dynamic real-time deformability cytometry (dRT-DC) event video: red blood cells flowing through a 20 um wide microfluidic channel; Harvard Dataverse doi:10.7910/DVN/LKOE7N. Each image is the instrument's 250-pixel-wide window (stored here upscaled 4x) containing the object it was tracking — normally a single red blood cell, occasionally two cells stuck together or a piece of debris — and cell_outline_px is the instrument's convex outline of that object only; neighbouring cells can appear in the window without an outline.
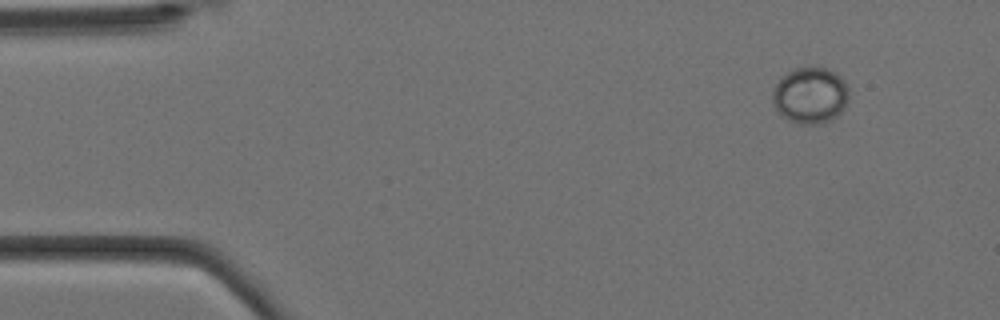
{"species": "Egyptian fruit bat (a non-hibernating species)", "species_latin": "Rousettus aegyptiacus", "temperature_condition": "cold", "stored_images_in_passage": 4, "camera_frame_rate_fps": 3000, "um_per_image_px": 0.085, "animal": {"sex": "female"}, "frame": {"image": 1, "passage_image": 1, "time_ms": 0.0, "image_size_px": [1000, 320], "cell_outline_px": [[848, 104], [832, 120], [824, 124], [796, 124], [780, 116], [772, 100], [772, 88], [780, 76], [796, 68], [828, 68], [840, 76], [844, 80], [848, 88]], "centroid_in_image_um": [68.86, 8.13], "position_along_channel_um": 16.1, "area_um2": 25.49}}
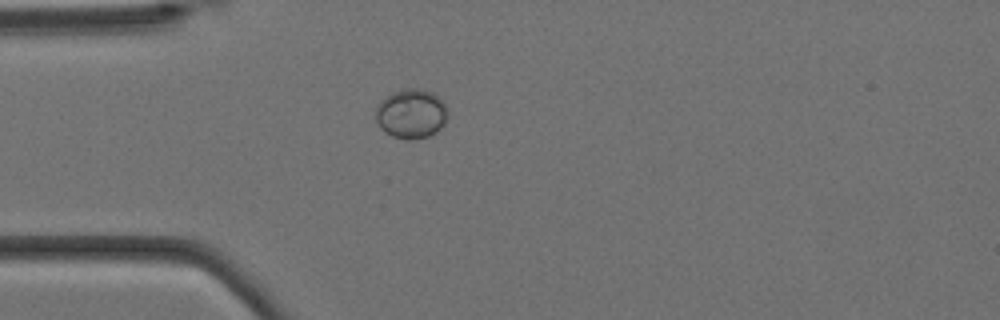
{"frame": {"image": 2, "passage_image": 4, "time_ms": 1.0, "image_size_px": [1000, 320], "cell_outline_px": [[448, 116], [444, 124], [436, 132], [428, 136], [408, 140], [392, 136], [384, 132], [380, 128], [376, 120], [376, 104], [380, 100], [392, 92], [408, 88], [416, 88], [432, 92], [444, 104], [448, 112]], "centroid_in_image_um": [34.92, 9.67], "position_along_channel_um": 50.1, "area_um2": 20.81}}